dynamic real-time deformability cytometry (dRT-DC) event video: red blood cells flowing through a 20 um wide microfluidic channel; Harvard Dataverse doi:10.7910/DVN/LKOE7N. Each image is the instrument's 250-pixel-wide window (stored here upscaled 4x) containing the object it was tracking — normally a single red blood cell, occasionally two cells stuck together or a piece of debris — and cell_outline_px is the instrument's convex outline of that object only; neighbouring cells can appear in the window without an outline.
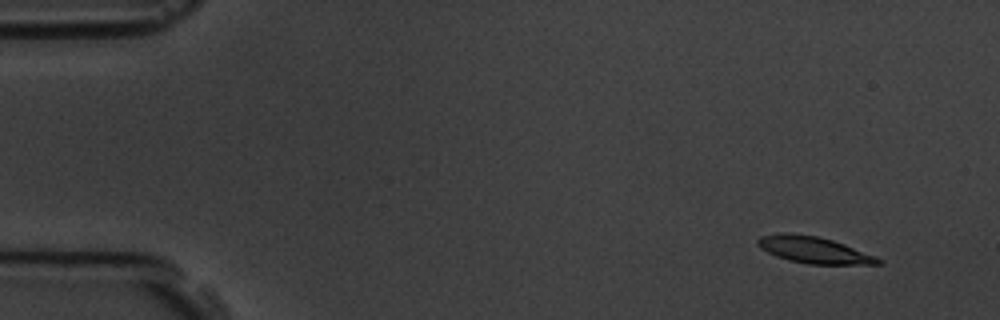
{"species": "common noctule bat (a hibernating species)", "species_latin": "Nyctalus noctula", "temperature_condition": "room temperature", "stored_images_in_passage": 5, "camera_frame_rate_fps": 3000, "um_per_image_px": 0.085, "animal": {"sex": "male", "body_mass_g": 19.5, "forearm_length_mm": 54.6}, "frame": {"image": 1, "passage_image": 1, "time_ms": 0.0, "image_size_px": [1000, 320], "cell_outline_px": [[884, 264], [808, 264], [788, 260], [776, 256], [760, 248], [756, 244], [756, 240], [760, 236], [780, 232], [788, 232], [816, 236], [832, 240], [844, 244], [876, 256], [884, 260]], "centroid_in_image_um": [69.16, 21.24], "position_along_channel_um": 15.8, "area_um2": 18.79}}